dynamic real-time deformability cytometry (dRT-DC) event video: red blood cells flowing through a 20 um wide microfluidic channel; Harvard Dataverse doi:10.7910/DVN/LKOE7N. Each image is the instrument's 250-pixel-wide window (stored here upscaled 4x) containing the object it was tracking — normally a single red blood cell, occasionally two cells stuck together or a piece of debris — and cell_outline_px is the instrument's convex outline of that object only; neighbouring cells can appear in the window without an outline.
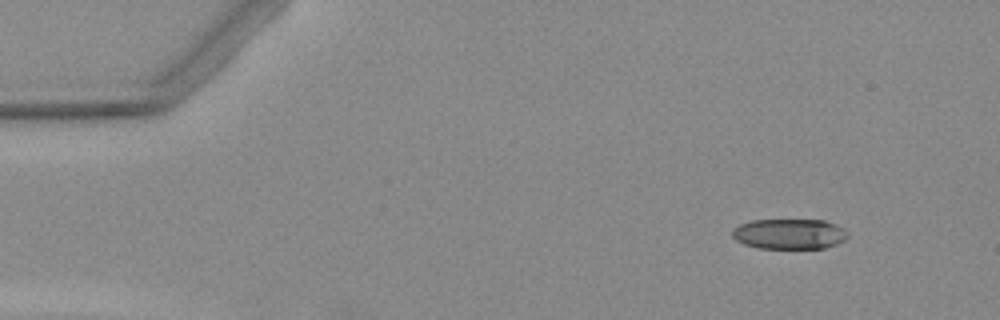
{"species": "Egyptian fruit bat (a non-hibernating species)", "species_latin": "Rousettus aegyptiacus", "temperature_condition": "warm", "stored_images_in_passage": 7, "camera_frame_rate_fps": 3000, "um_per_image_px": 0.085, "animal": {"sex": "female"}, "frame": {"image": 1, "passage_image": 2, "time_ms": 1.333, "image_size_px": [1000, 320], "cell_outline_px": [[848, 236], [844, 240], [836, 244], [824, 248], [756, 248], [744, 244], [736, 240], [732, 236], [732, 228], [740, 224], [752, 220], [824, 220], [840, 228]], "centroid_in_image_um": [67.02, 19.89], "position_along_channel_um": 18.0, "area_um2": 20.17}}
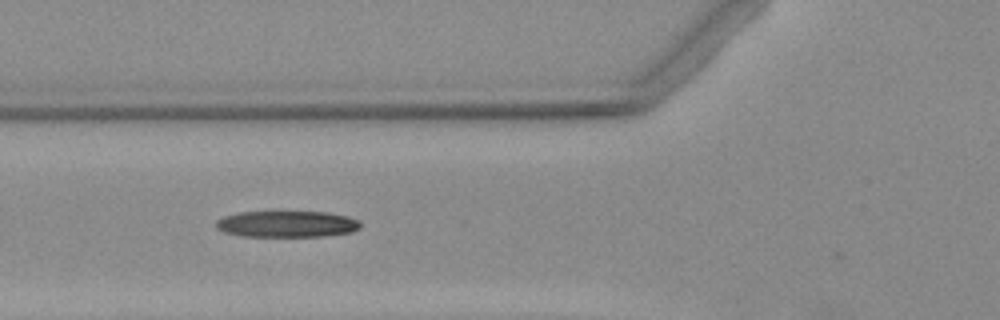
{"frame": {"image": 2, "passage_image": 6, "time_ms": 6.0, "image_size_px": [1000, 320], "cell_outline_px": [[360, 228], [352, 232], [324, 236], [240, 236], [224, 232], [216, 228], [216, 220], [224, 216], [240, 212], [328, 212], [348, 216], [356, 220], [360, 224]], "centroid_in_image_um": [24.37, 19.04], "position_along_channel_um": 101.4, "area_um2": 22.14}}
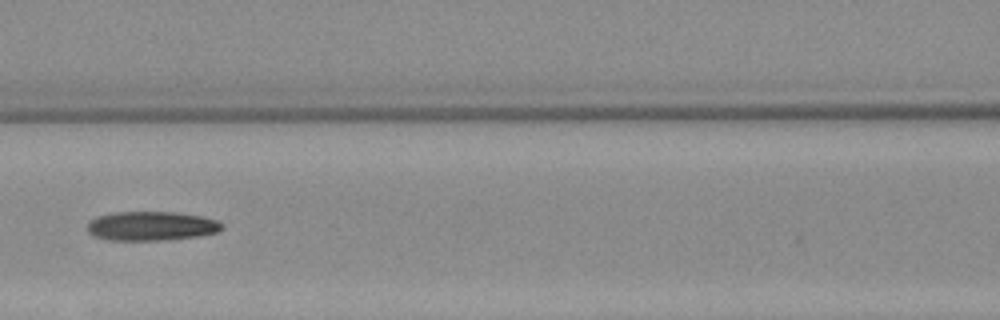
{"frame": {"image": 3, "passage_image": 7, "time_ms": 7.333, "image_size_px": [1000, 320], "cell_outline_px": [[224, 228], [220, 232], [200, 236], [168, 240], [108, 240], [92, 236], [88, 232], [88, 224], [92, 220], [100, 216], [116, 212], [172, 212], [200, 216], [216, 220], [224, 224]], "centroid_in_image_um": [12.91, 19.23], "position_along_channel_um": 153.7, "area_um2": 22.95}}